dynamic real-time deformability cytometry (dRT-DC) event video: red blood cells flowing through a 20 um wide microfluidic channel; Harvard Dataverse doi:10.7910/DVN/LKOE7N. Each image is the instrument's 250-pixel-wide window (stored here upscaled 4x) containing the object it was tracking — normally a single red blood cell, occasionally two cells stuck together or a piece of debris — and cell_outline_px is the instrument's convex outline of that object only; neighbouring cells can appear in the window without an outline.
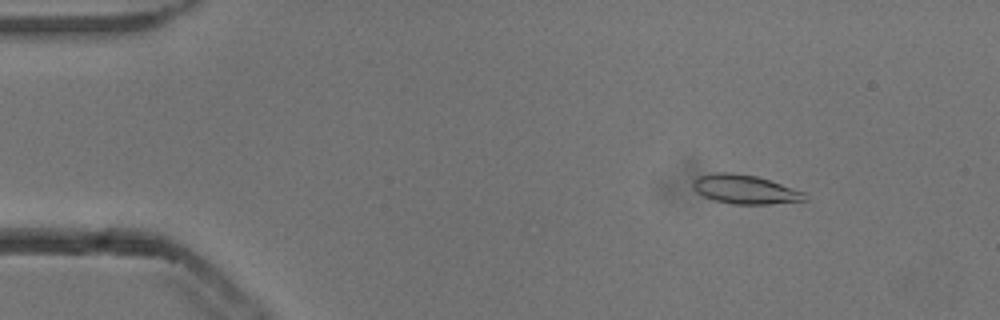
{"species": "common noctule bat (a hibernating species)", "species_latin": "Nyctalus noctula", "temperature_condition": "cold", "stored_images_in_passage": 53, "camera_frame_rate_fps": 3000, "um_per_image_px": 0.085, "animal": {"sex": "male", "body_mass_g": 13.3}, "frame": {"image": 1, "passage_image": 7, "time_ms": 2.0, "image_size_px": [1000, 320], "cell_outline_px": [[808, 200], [768, 204], [732, 204], [716, 200], [704, 196], [696, 192], [692, 188], [692, 180], [696, 176], [712, 172], [732, 172], [756, 176], [804, 192]], "centroid_in_image_um": [63.25, 16.08], "position_along_channel_um": 21.7, "area_um2": 18.9}}
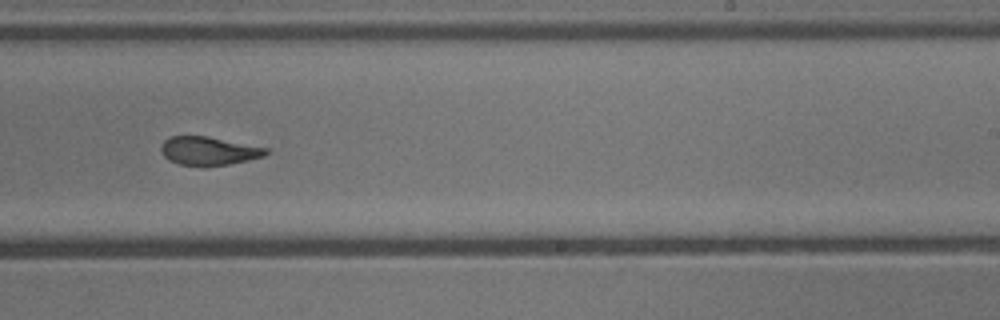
{"frame": {"image": 2, "passage_image": 33, "time_ms": 10.667, "image_size_px": [1000, 320], "cell_outline_px": [[268, 152], [264, 156], [248, 160], [228, 164], [204, 168], [200, 168], [180, 164], [168, 160], [160, 152], [160, 148], [164, 140], [168, 136], [208, 136], [268, 148]], "centroid_in_image_um": [17.7, 12.85], "position_along_channel_um": 271.3, "area_um2": 17.8}}
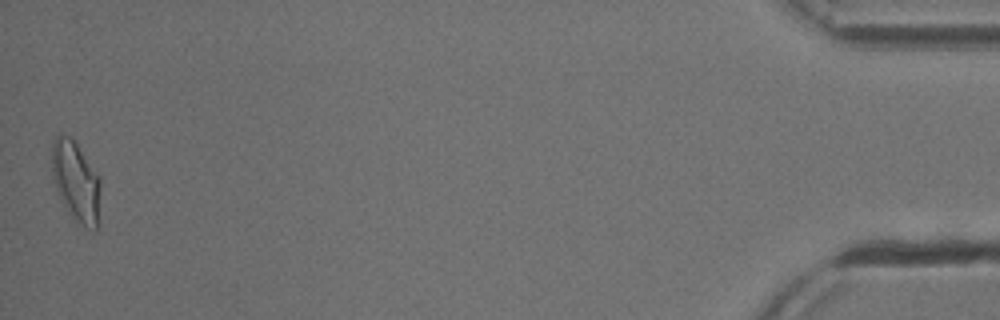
{"frame": {"image": 3, "passage_image": 53, "time_ms": 17.333, "image_size_px": [1000, 320], "cell_outline_px": [[100, 188], [96, 232], [72, 216], [68, 212], [60, 200], [52, 180], [52, 140], [56, 136], [72, 136], [100, 176]], "centroid_in_image_um": [6.43, 15.36], "position_along_channel_um": 428.8, "area_um2": 22.72}, "authors_computed_cell_mechanics": {"area_um2": 18.496, "velocity_mm_per_s": 3.8339, "shape_relaxation_time_tau1_ms": 4.3407, "shape_relaxation_time_tau2_ms": 1.4174, "deformation_change_tau1": 0.153, "deformation_change_tau2": 0.072}}